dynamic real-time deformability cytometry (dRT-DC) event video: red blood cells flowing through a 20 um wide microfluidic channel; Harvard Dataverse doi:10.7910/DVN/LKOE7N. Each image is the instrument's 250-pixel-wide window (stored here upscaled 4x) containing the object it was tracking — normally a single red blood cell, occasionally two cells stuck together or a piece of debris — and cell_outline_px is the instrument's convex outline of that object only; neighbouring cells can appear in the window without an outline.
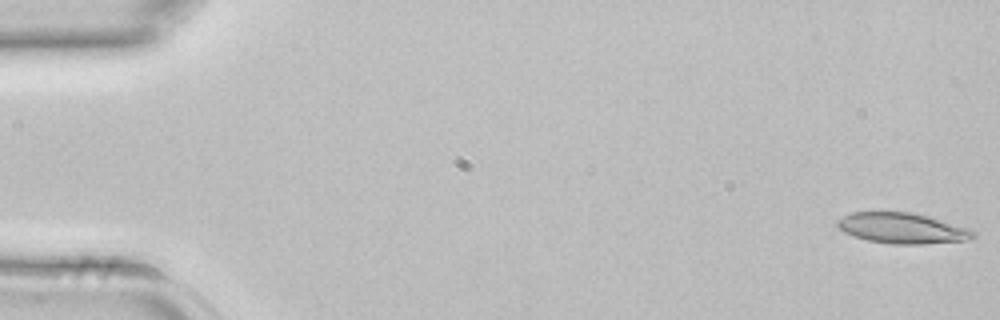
{"species": "common noctule bat (a hibernating species)", "species_latin": "Nyctalus noctula", "temperature_condition": "room temperature", "stored_images_in_passage": 4, "camera_frame_rate_fps": 3000, "um_per_image_px": 0.085, "animal": {"sex": "female", "body_mass_g": 22.7, "forearm_length_mm": 54.2}, "frame": {"image": 1, "passage_image": 1, "time_ms": 0.0, "image_size_px": [1000, 320], "cell_outline_px": [[976, 236], [968, 240], [920, 244], [892, 244], [868, 240], [844, 232], [836, 228], [836, 220], [852, 212], [912, 212], [932, 216], [968, 228], [976, 232]], "centroid_in_image_um": [76.71, 19.39], "position_along_channel_um": 8.3, "area_um2": 24.39}}
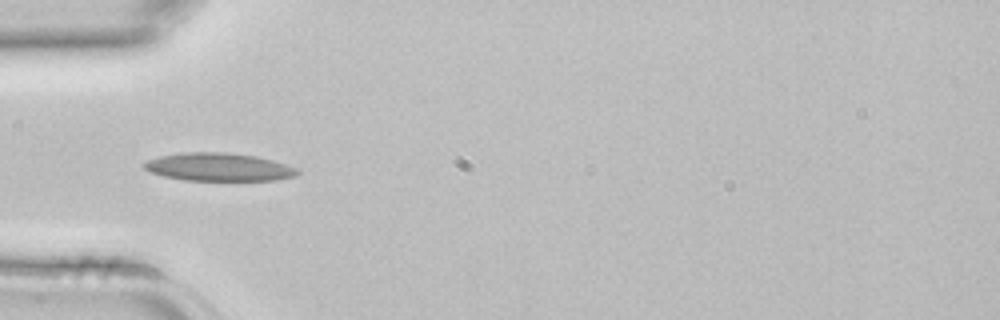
{"frame": {"image": 2, "passage_image": 4, "time_ms": 1.0, "image_size_px": [1000, 320], "cell_outline_px": [[300, 172], [296, 176], [276, 180], [184, 180], [164, 176], [148, 172], [144, 168], [144, 164], [148, 160], [160, 156], [184, 152], [228, 152], [256, 156], [288, 164], [296, 168]], "centroid_in_image_um": [18.61, 14.19], "position_along_channel_um": 66.4, "area_um2": 25.09}}